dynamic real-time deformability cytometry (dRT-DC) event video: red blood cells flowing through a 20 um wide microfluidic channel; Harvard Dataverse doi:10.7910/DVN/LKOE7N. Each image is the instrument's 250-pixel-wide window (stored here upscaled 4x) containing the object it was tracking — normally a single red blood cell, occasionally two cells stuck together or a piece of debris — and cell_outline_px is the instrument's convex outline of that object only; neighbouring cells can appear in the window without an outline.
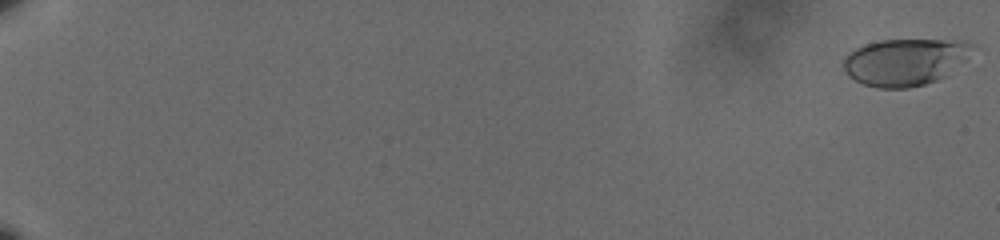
{"species": "human", "species_latin": "Homo sapiens", "temperature_condition": "cold", "stored_images_in_passage": 62, "camera_frame_rate_fps": 3000, "um_per_image_px": 0.085, "donor": {"sex": "male"}, "frame": {"image": 1, "passage_image": 1, "time_ms": 0.0, "image_size_px": [1000, 240], "cell_outline_px": [[976, 44], [948, 76], [924, 84], [908, 88], [876, 88], [864, 84], [848, 76], [844, 68], [844, 56], [848, 52], [864, 44], [880, 40], [960, 40]], "centroid_in_image_um": [76.89, 5.26], "position_along_channel_um": 8.1, "area_um2": 35.14}}
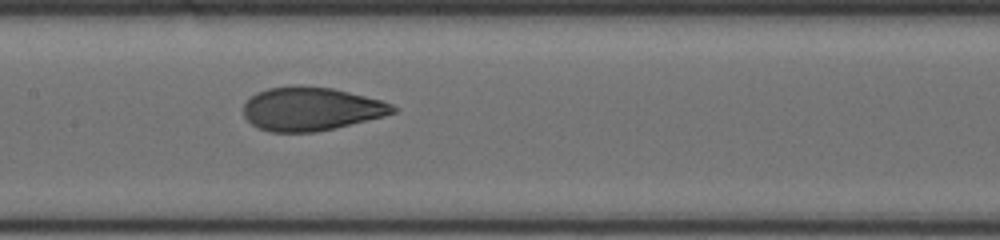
{"frame": {"image": 2, "passage_image": 35, "time_ms": 11.333, "image_size_px": [1000, 240], "cell_outline_px": [[396, 112], [384, 116], [316, 132], [272, 132], [260, 128], [252, 124], [244, 116], [244, 104], [256, 92], [268, 88], [296, 84], [332, 88], [380, 100], [392, 104], [396, 108]], "centroid_in_image_um": [26.42, 9.24], "position_along_channel_um": 181.0, "area_um2": 37.69}}
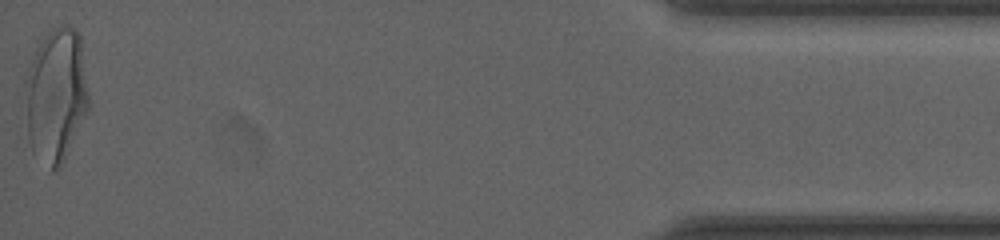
{"frame": {"image": 3, "passage_image": 62, "time_ms": 20.333, "image_size_px": [1000, 240], "cell_outline_px": [[88, 108], [64, 160], [60, 168], [52, 172], [48, 172], [32, 152], [28, 140], [24, 88], [24, 80], [36, 48], [44, 36], [52, 28], [60, 24], [68, 24], [76, 28], [80, 36], [88, 96]], "centroid_in_image_um": [4.72, 8.11], "position_along_channel_um": 430.5, "area_um2": 50.05}, "authors_computed_cell_mechanics": {"area_um2": 37.57, "velocity_mm_per_s": 3.5923, "shape_relaxation_time_tau1_ms": 4.1785, "shape_relaxation_time_tau2_ms": 0.726, "deformation_change_tau1": 0.1797, "deformation_change_tau2": 0.059}}